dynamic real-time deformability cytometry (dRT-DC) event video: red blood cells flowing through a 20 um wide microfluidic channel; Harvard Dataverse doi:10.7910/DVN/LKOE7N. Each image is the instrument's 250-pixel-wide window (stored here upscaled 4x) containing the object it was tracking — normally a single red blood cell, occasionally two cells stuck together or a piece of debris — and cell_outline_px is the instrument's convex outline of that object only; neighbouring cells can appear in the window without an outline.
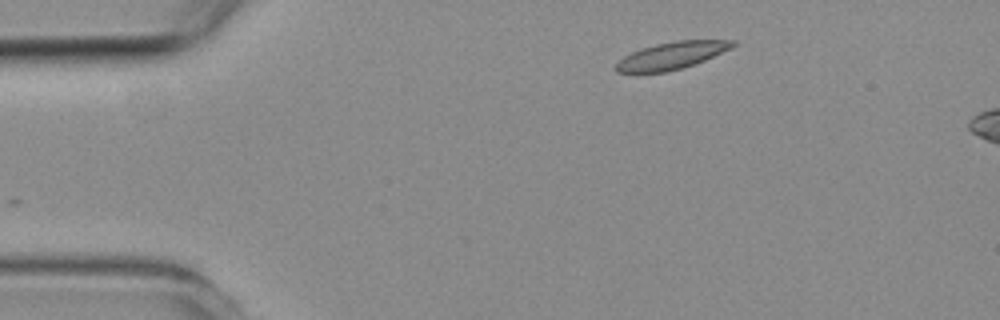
{"species": "common noctule bat (a hibernating species)", "species_latin": "Nyctalus noctula", "temperature_condition": "room temperature", "stored_images_in_passage": 4, "segment_of_instrument_passage": [2, 2], "camera_frame_rate_fps": 3000, "um_per_image_px": 0.085, "animal": {"sex": "female", "body_mass_g": 19.3, "forearm_length_mm": 54.1}, "frame": {"image": 1, "passage_image": 4, "time_ms": 3.333, "image_size_px": [1000, 320], "cell_outline_px": [[736, 44], [732, 48], [704, 60], [668, 72], [616, 72], [616, 64], [624, 56], [640, 48], [656, 44], [676, 40], [736, 40]], "centroid_in_image_um": [57.11, 4.71], "position_along_channel_um": 27.9, "area_um2": 18.26}}